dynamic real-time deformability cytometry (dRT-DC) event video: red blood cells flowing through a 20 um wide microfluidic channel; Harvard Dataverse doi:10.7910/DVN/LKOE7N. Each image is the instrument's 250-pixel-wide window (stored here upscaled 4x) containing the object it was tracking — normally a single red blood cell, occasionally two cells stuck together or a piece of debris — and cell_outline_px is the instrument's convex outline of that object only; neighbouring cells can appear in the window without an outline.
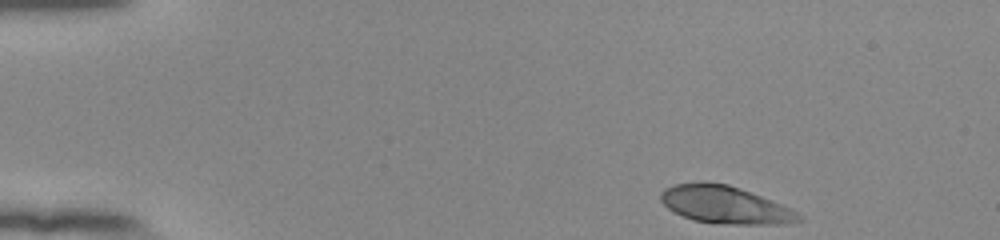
{"species": "human", "species_latin": "Homo sapiens", "temperature_condition": "room temperature", "stored_images_in_passage": 47, "camera_frame_rate_fps": 3000, "um_per_image_px": 0.085, "donor": {"sex": "female"}, "frame": {"image": 1, "passage_image": 1, "time_ms": 0.0, "image_size_px": [1000, 240], "cell_outline_px": [[804, 220], [784, 224], [724, 224], [692, 220], [668, 208], [660, 200], [660, 192], [664, 188], [676, 184], [700, 180], [704, 180], [728, 184], [740, 188], [792, 208], [804, 216]], "centroid_in_image_um": [61.65, 17.39], "position_along_channel_um": 23.4, "area_um2": 30.58}}
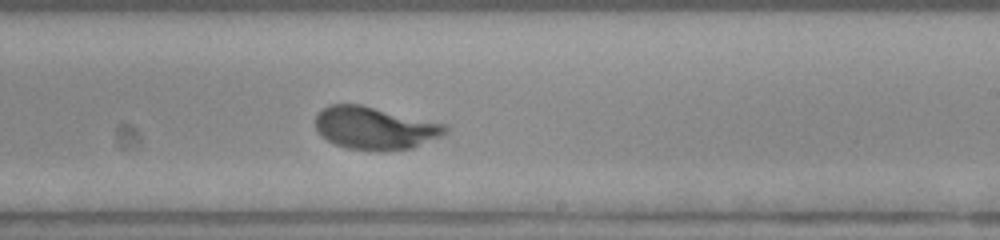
{"frame": {"image": 2, "passage_image": 27, "time_ms": 8.667, "image_size_px": [1000, 240], "cell_outline_px": [[448, 132], [440, 136], [412, 148], [384, 152], [376, 152], [348, 148], [336, 144], [320, 136], [316, 128], [316, 116], [328, 104], [360, 104], [448, 124]], "centroid_in_image_um": [31.88, 10.9], "position_along_channel_um": 257.1, "area_um2": 32.54}}
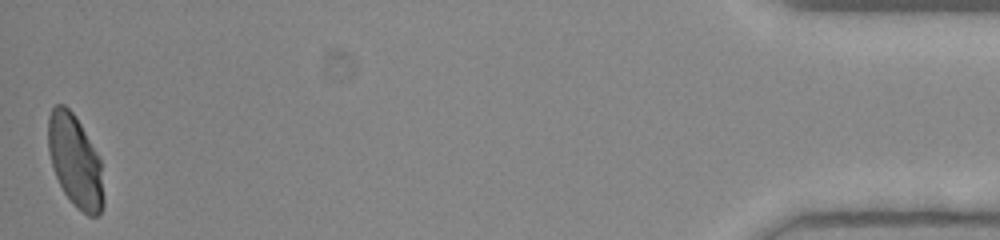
{"frame": {"image": 3, "passage_image": 47, "time_ms": 15.333, "image_size_px": [1000, 240], "cell_outline_px": [[104, 204], [100, 216], [88, 216], [76, 208], [64, 192], [56, 176], [48, 152], [48, 116], [52, 108], [56, 104], [64, 104], [72, 112], [80, 124], [100, 160], [104, 196]], "centroid_in_image_um": [6.39, 13.73], "position_along_channel_um": 428.8, "area_um2": 29.59}, "authors_computed_cell_mechanics": {"area_um2": 31.3854, "velocity_mm_per_s": 3.8575, "shape_relaxation_time_tau1_ms": 3.2158, "shape_relaxation_time_tau2_ms": null, "deformation_change_tau1": 0.1892, "deformation_change_tau2": null}}